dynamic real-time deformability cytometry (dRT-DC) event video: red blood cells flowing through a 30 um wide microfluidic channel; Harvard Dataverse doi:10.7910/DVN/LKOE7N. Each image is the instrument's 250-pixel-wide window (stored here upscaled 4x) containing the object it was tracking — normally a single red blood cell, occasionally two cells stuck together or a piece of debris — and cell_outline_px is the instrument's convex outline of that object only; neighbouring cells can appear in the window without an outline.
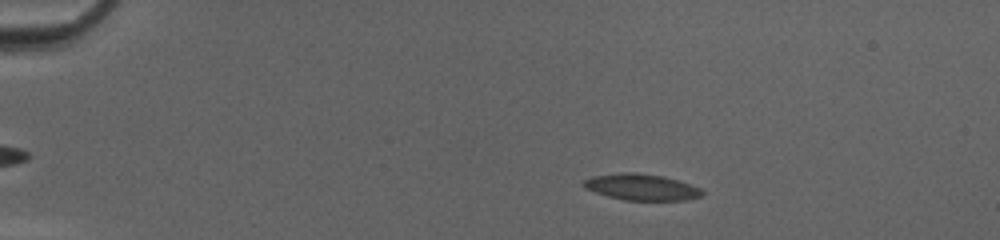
{"species": "common noctule bat (a hibernating species)", "species_latin": "Nyctalus noctula", "temperature_condition": "cold", "stored_images_in_passage": 54, "camera_frame_rate_fps": 3000, "um_per_image_px": 0.085, "animal": {"sex": "female", "body_mass_g": 20.0, "forearm_length_mm": 54.0}, "frame": {"image": 1, "passage_image": 11, "time_ms": 3.333, "image_size_px": [1000, 240], "cell_outline_px": [[704, 192], [700, 196], [684, 200], [624, 200], [608, 196], [584, 188], [580, 184], [584, 180], [592, 176], [624, 172], [636, 172], [664, 176], [700, 188]], "centroid_in_image_um": [54.47, 15.89], "position_along_channel_um": 30.5, "area_um2": 18.03}}
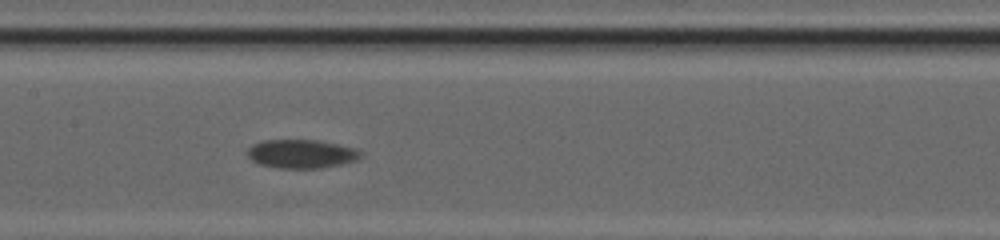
{"frame": {"image": 2, "passage_image": 29, "time_ms": 9.333, "image_size_px": [1000, 240], "cell_outline_px": [[364, 152], [356, 160], [340, 164], [320, 168], [276, 168], [260, 164], [252, 160], [248, 156], [248, 148], [252, 144], [264, 140], [320, 140], [340, 144], [356, 148]], "centroid_in_image_um": [25.64, 13.07], "position_along_channel_um": 181.8, "area_um2": 19.02}}
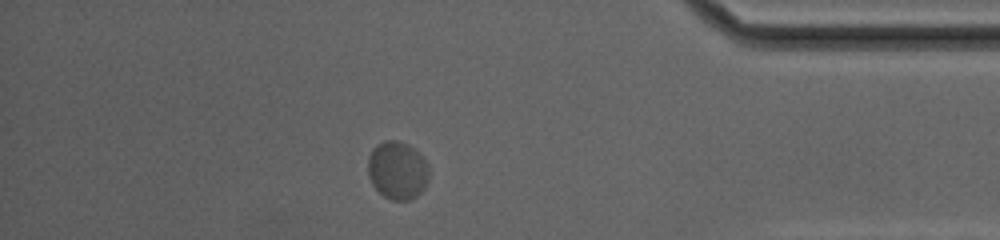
{"frame": {"image": 3, "passage_image": 48, "time_ms": 15.667, "image_size_px": [1000, 240], "cell_outline_px": [[428, 180], [424, 188], [416, 196], [408, 200], [392, 200], [384, 196], [372, 184], [368, 176], [368, 156], [372, 148], [376, 144], [384, 140], [396, 140], [408, 144], [428, 164]], "centroid_in_image_um": [33.75, 14.47], "position_along_channel_um": 401.5, "area_um2": 20.58}, "authors_computed_cell_mechanics": {"area_um2": 18.6694, "velocity_mm_per_s": 3.9206, "shape_relaxation_time_tau1_ms": 1.439, "shape_relaxation_time_tau2_ms": null, "deformation_change_tau1": 0.0656, "deformation_change_tau2": null}}